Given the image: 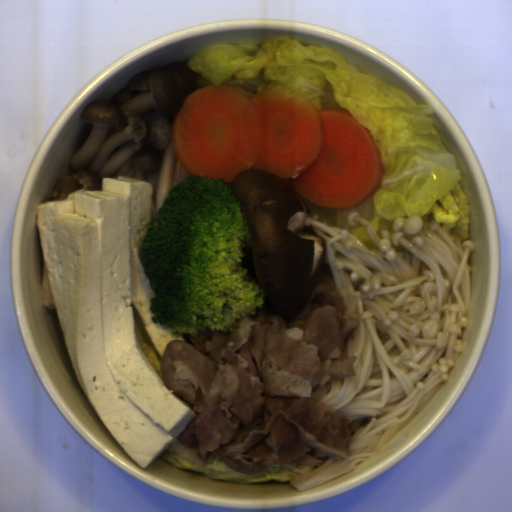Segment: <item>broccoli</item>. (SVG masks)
<instances>
[{
	"label": "broccoli",
	"mask_w": 512,
	"mask_h": 512,
	"mask_svg": "<svg viewBox=\"0 0 512 512\" xmlns=\"http://www.w3.org/2000/svg\"><path fill=\"white\" fill-rule=\"evenodd\" d=\"M252 245L245 213L223 178L187 176L169 191L139 250L155 325L198 337L232 333L256 315L264 288L242 265Z\"/></svg>",
	"instance_id": "1"
}]
</instances>
